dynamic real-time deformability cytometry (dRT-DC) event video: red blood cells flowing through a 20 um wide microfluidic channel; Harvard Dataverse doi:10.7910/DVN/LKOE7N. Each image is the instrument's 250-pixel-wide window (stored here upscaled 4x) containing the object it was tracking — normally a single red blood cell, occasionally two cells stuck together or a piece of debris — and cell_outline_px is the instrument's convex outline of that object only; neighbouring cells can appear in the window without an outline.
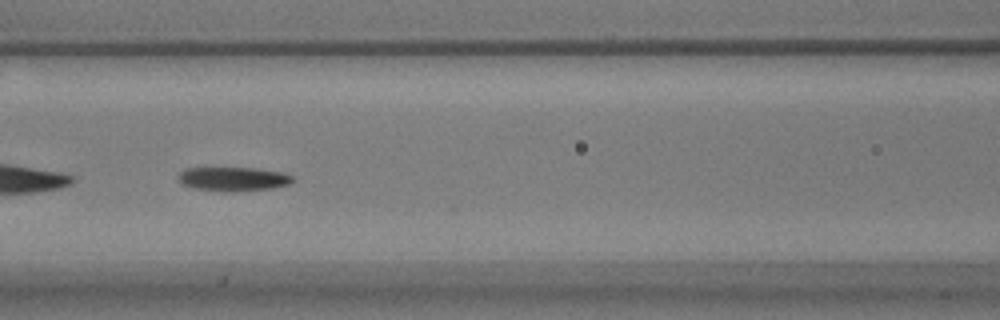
{"species": "common noctule bat (a hibernating species)", "species_latin": "Nyctalus noctula", "temperature_condition": "warm", "stored_images_in_passage": 58, "segment_of_instrument_passage": [2, 2], "camera_frame_rate_fps": 3000, "um_per_image_px": 0.085, "animal": {"sex": "male", "body_mass_g": 17.9}, "frame": {"image": 1, "passage_image": 25, "time_ms": 8.0, "image_size_px": [1000, 320], "cell_outline_px": [[296, 180], [288, 184], [272, 188], [232, 192], [224, 192], [196, 188], [184, 184], [180, 180], [180, 172], [184, 168], [256, 168], [284, 172], [292, 176]], "centroid_in_image_um": [19.89, 15.21], "position_along_channel_um": 146.7, "area_um2": 15.95}}
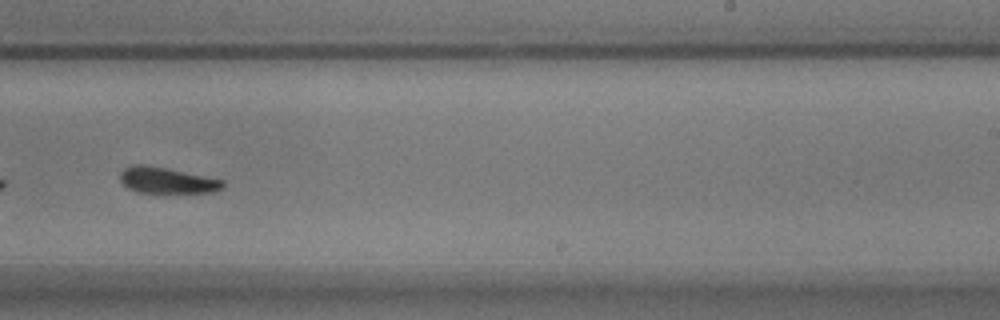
{"frame": {"image": 2, "passage_image": 36, "time_ms": 11.667, "image_size_px": [1000, 320], "cell_outline_px": [[224, 188], [212, 192], [140, 192], [128, 188], [120, 180], [120, 172], [124, 168], [132, 164], [144, 164], [224, 180]], "centroid_in_image_um": [14.16, 15.32], "position_along_channel_um": 274.8, "area_um2": 15.32}}
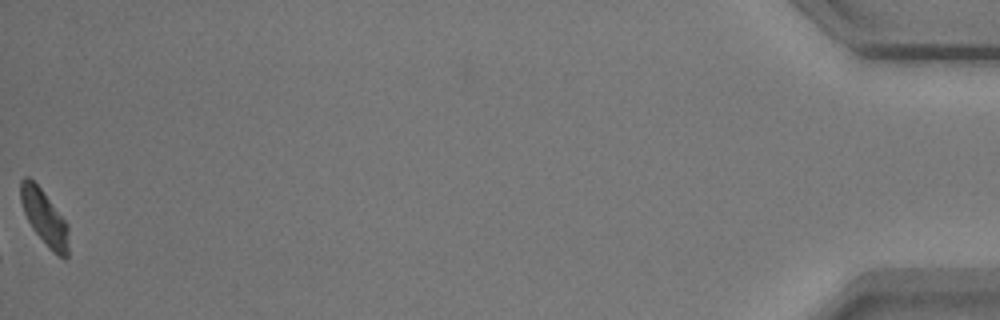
{"frame": {"image": 3, "passage_image": 58, "time_ms": 19.0, "image_size_px": [1000, 320], "cell_outline_px": [[68, 256], [64, 260], [52, 252], [48, 248], [32, 228], [24, 212], [20, 200], [20, 180], [24, 176], [28, 176], [40, 188], [68, 224]], "centroid_in_image_um": [3.77, 18.52], "position_along_channel_um": 431.4, "area_um2": 15.37}}